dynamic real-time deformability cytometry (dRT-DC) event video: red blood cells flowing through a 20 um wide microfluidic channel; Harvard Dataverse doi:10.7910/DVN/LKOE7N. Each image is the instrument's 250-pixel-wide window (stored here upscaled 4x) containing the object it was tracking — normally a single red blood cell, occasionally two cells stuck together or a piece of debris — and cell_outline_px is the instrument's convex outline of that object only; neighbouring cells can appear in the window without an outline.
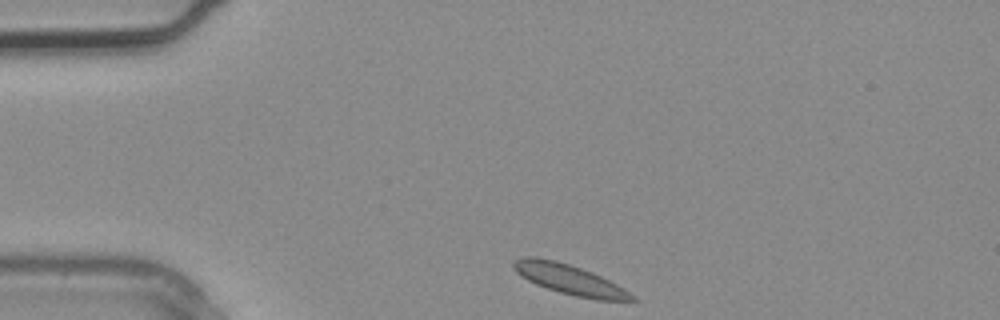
{"species": "common noctule bat (a hibernating species)", "species_latin": "Nyctalus noctula", "temperature_condition": "warm", "stored_images_in_passage": 1, "camera_frame_rate_fps": 3000, "um_per_image_px": 0.085, "animal": {"sex": "male", "body_mass_g": 20.4}, "frame": {"image": 1, "passage_image": 1, "time_ms": 0.0, "image_size_px": [1000, 320], "cell_outline_px": [[640, 300], [596, 300], [576, 296], [560, 292], [536, 284], [520, 276], [512, 268], [512, 264], [516, 260], [524, 256], [532, 256], [556, 260], [592, 272], [624, 288], [636, 296]], "centroid_in_image_um": [48.41, 23.75], "position_along_channel_um": 36.6, "area_um2": 20.58}}